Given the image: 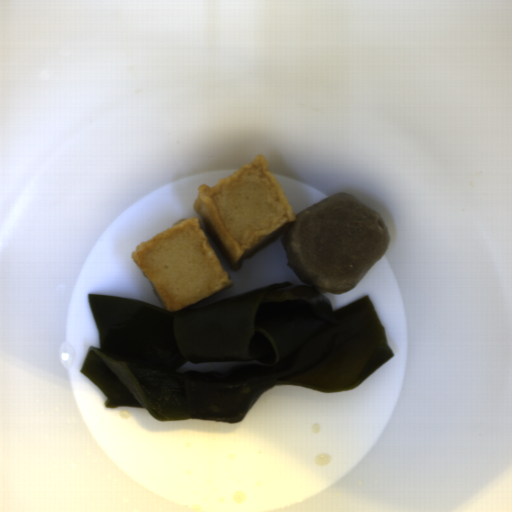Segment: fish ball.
Wrapping results in <instances>:
<instances>
[{"mask_svg":"<svg viewBox=\"0 0 512 512\" xmlns=\"http://www.w3.org/2000/svg\"><path fill=\"white\" fill-rule=\"evenodd\" d=\"M193 208L235 271L286 235L297 220L265 154L213 185L201 183Z\"/></svg>","mask_w":512,"mask_h":512,"instance_id":"obj_1","label":"fish ball"},{"mask_svg":"<svg viewBox=\"0 0 512 512\" xmlns=\"http://www.w3.org/2000/svg\"><path fill=\"white\" fill-rule=\"evenodd\" d=\"M130 258L170 314L233 285L197 217L177 220L142 241Z\"/></svg>","mask_w":512,"mask_h":512,"instance_id":"obj_2","label":"fish ball"}]
</instances>
